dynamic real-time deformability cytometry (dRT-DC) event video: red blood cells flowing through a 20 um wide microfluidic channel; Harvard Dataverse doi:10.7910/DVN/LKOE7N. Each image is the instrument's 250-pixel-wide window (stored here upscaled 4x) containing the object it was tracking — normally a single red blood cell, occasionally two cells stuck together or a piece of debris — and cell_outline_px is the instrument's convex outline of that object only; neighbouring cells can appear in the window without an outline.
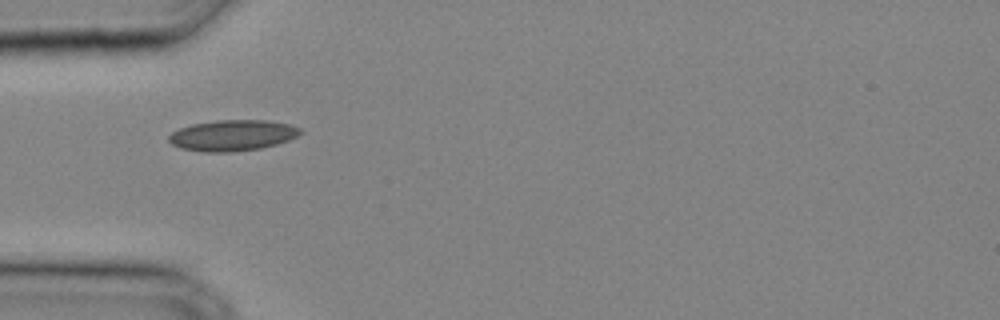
{"species": "common noctule bat (a hibernating species)", "species_latin": "Nyctalus noctula", "temperature_condition": "cold", "stored_images_in_passage": 21, "camera_frame_rate_fps": 3000, "um_per_image_px": 0.085, "animal": {"sex": "male", "body_mass_g": 20.4}, "frame": {"image": 1, "passage_image": 1, "time_ms": 0.0, "image_size_px": [1000, 320], "cell_outline_px": [[304, 132], [288, 140], [276, 144], [260, 148], [232, 152], [204, 152], [180, 148], [172, 144], [168, 140], [168, 136], [172, 132], [180, 128], [192, 124], [216, 120], [264, 120], [288, 124], [300, 128]], "centroid_in_image_um": [19.74, 11.51], "position_along_channel_um": 65.3, "area_um2": 23.64}}
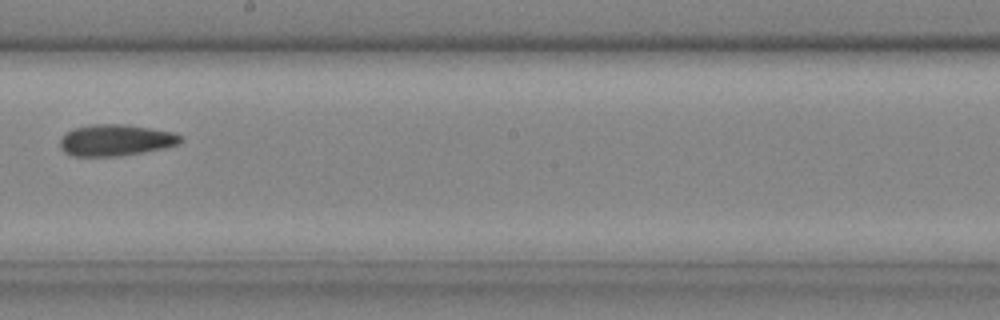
{"frame": {"image": 2, "passage_image": 10, "time_ms": 3.0, "image_size_px": [1000, 320], "cell_outline_px": [[184, 140], [180, 144], [164, 148], [144, 152], [120, 156], [72, 156], [64, 152], [60, 148], [60, 140], [68, 132], [76, 128], [96, 124], [124, 124], [172, 132], [184, 136]], "centroid_in_image_um": [9.88, 11.93], "position_along_channel_um": 238.3, "area_um2": 22.02}}